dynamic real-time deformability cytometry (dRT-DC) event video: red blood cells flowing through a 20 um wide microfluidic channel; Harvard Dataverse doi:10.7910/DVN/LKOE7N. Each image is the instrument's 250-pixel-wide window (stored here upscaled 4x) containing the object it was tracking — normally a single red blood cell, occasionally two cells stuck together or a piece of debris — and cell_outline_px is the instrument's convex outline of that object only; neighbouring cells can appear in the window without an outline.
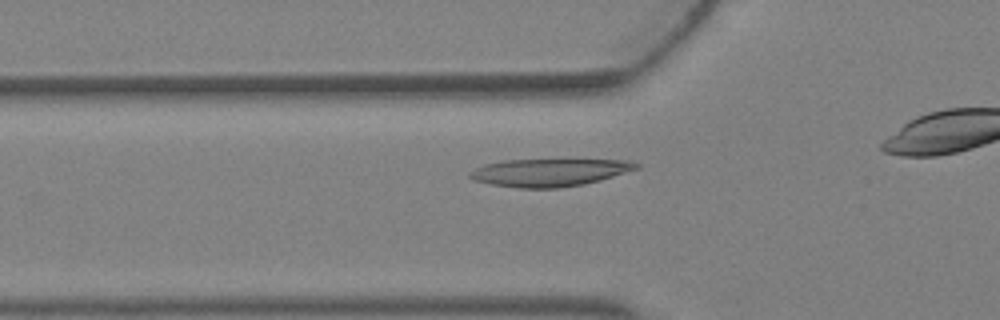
{"species": "Egyptian fruit bat (a non-hibernating species)", "species_latin": "Rousettus aegyptiacus", "temperature_condition": "warm", "stored_images_in_passage": 6, "camera_frame_rate_fps": 3000, "um_per_image_px": 0.085, "animal": {"sex": "female"}, "frame": {"image": 1, "passage_image": 5, "time_ms": 1.333, "image_size_px": [1000, 320], "cell_outline_px": [[640, 168], [600, 180], [584, 184], [560, 188], [520, 188], [492, 184], [476, 180], [468, 176], [468, 172], [484, 164], [504, 160], [632, 160], [640, 164]], "centroid_in_image_um": [46.73, 14.66], "position_along_channel_um": 79.1, "area_um2": 26.7}}